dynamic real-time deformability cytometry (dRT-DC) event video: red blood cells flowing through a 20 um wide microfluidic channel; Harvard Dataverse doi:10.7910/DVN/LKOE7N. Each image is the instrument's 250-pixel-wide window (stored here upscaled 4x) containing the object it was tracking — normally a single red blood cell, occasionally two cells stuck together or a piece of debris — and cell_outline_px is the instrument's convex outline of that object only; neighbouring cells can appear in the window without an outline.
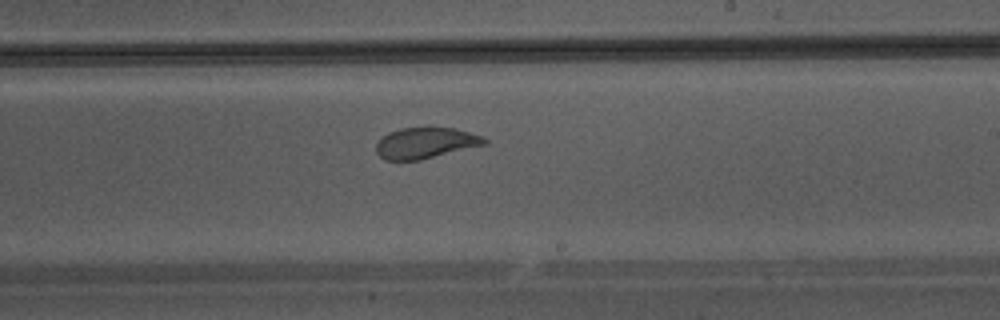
{"species": "Egyptian fruit bat (a non-hibernating species)", "species_latin": "Rousettus aegyptiacus", "temperature_condition": "warm", "stored_images_in_passage": 33, "camera_frame_rate_fps": 3000, "um_per_image_px": 0.085, "animal": {"sex": "male"}, "frame": {"image": 1, "passage_image": 15, "time_ms": 4.667, "image_size_px": [1000, 320], "cell_outline_px": [[488, 144], [420, 160], [384, 160], [376, 152], [376, 144], [388, 132], [400, 128], [428, 124], [456, 128], [484, 136], [488, 140]], "centroid_in_image_um": [36.22, 12.1], "position_along_channel_um": 252.8, "area_um2": 20.4}}